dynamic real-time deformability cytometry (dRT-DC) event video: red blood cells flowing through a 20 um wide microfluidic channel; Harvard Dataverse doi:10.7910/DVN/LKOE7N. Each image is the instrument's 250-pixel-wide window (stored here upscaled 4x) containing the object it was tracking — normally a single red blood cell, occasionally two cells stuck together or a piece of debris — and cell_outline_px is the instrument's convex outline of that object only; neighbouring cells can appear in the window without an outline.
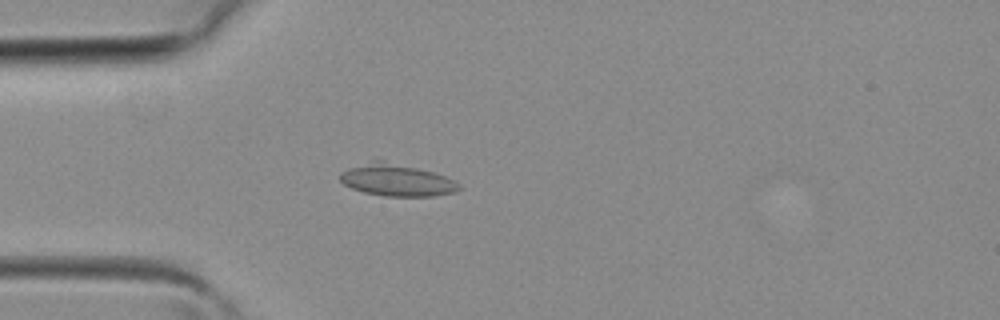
{"species": "common noctule bat (a hibernating species)", "species_latin": "Nyctalus noctula", "temperature_condition": "room temperature", "stored_images_in_passage": 35, "camera_frame_rate_fps": 3000, "um_per_image_px": 0.085, "animal": {"sex": "female", "body_mass_g": 19.3, "forearm_length_mm": 54.1}, "frame": {"image": 1, "passage_image": 7, "time_ms": 2.0, "image_size_px": [1000, 320], "cell_outline_px": [[460, 188], [456, 192], [432, 196], [384, 196], [364, 192], [352, 188], [344, 184], [340, 180], [340, 172], [348, 168], [372, 160], [380, 160], [416, 168], [432, 172], [444, 176], [460, 184]], "centroid_in_image_um": [33.69, 15.31], "position_along_channel_um": 51.3, "area_um2": 21.91}}
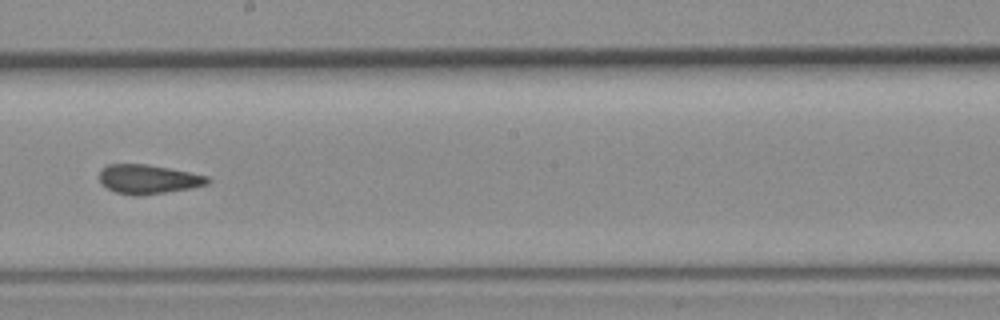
{"frame": {"image": 2, "passage_image": 18, "time_ms": 5.667, "image_size_px": [1000, 320], "cell_outline_px": [[212, 180], [208, 184], [188, 188], [140, 196], [132, 196], [116, 192], [100, 184], [100, 172], [108, 164], [148, 164], [208, 176]], "centroid_in_image_um": [12.59, 15.23], "position_along_channel_um": 235.6, "area_um2": 18.26}}
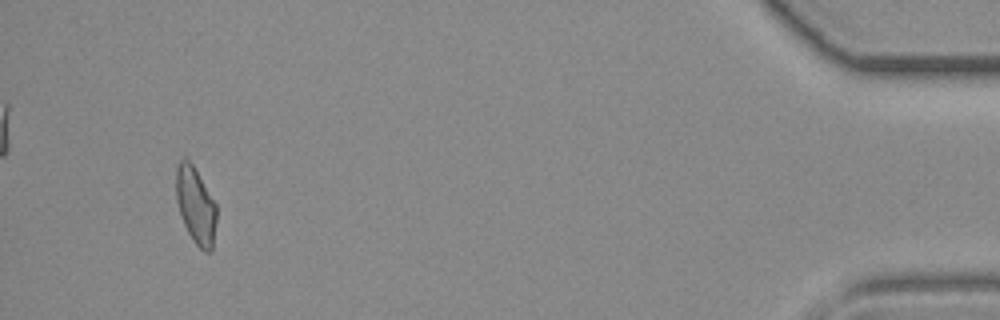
{"frame": {"image": 3, "passage_image": 33, "time_ms": 10.667, "image_size_px": [1000, 320], "cell_outline_px": [[216, 220], [212, 252], [204, 252], [192, 240], [184, 224], [176, 200], [176, 164], [184, 152], [192, 164], [216, 204]], "centroid_in_image_um": [16.61, 17.42], "position_along_channel_um": 418.6, "area_um2": 18.21}}